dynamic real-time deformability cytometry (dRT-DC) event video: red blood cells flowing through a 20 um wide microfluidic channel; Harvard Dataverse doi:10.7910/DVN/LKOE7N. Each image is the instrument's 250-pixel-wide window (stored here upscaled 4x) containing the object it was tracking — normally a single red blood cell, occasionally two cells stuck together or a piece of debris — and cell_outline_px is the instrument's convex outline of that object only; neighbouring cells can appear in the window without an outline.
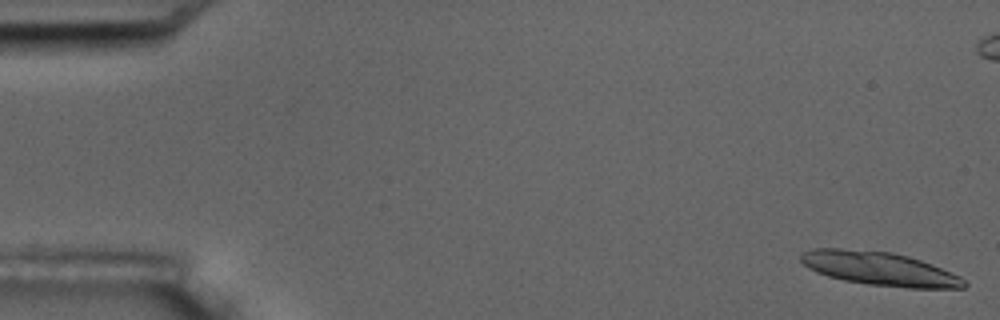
{"species": "common noctule bat (a hibernating species)", "species_latin": "Nyctalus noctula", "temperature_condition": "room temperature", "stored_images_in_passage": 6, "segment_of_instrument_passage": [1, 2], "camera_frame_rate_fps": 3000, "um_per_image_px": 0.085, "animal": {"sex": "male", "body_mass_g": 17.5, "forearm_length_mm": 52.3}, "frame": {"image": 1, "passage_image": 1, "time_ms": 0.0, "image_size_px": [1000, 320], "cell_outline_px": [[968, 284], [964, 288], [908, 288], [868, 284], [844, 280], [828, 276], [816, 272], [808, 268], [800, 260], [800, 252], [812, 248], [840, 248], [892, 252], [908, 256], [932, 264], [960, 276]], "centroid_in_image_um": [74.73, 22.83], "position_along_channel_um": 10.3, "area_um2": 32.08}}